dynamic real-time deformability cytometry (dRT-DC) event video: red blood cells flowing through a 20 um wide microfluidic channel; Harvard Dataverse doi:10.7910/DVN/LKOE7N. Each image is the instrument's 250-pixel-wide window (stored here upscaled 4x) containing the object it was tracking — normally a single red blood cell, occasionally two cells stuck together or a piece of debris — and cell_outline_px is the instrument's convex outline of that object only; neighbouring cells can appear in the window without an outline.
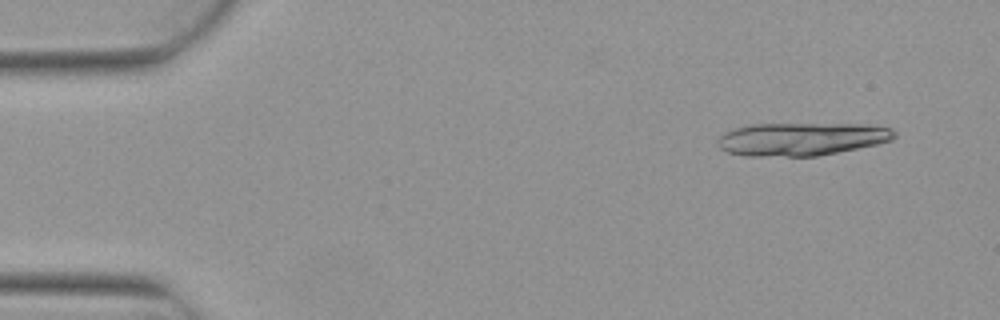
{"species": "Egyptian fruit bat (a non-hibernating species)", "species_latin": "Rousettus aegyptiacus", "temperature_condition": "warm", "stored_images_in_passage": 5, "camera_frame_rate_fps": 3000, "um_per_image_px": 0.085, "animal": {"sex": "female"}, "frame": {"image": 1, "passage_image": 2, "time_ms": 0.333, "image_size_px": [1000, 320], "cell_outline_px": [[896, 136], [892, 140], [876, 144], [816, 156], [748, 156], [728, 152], [720, 148], [716, 144], [716, 140], [724, 132], [732, 128], [748, 124], [868, 124], [892, 128], [896, 132]], "centroid_in_image_um": [68.09, 11.8], "position_along_channel_um": 16.9, "area_um2": 34.16}}